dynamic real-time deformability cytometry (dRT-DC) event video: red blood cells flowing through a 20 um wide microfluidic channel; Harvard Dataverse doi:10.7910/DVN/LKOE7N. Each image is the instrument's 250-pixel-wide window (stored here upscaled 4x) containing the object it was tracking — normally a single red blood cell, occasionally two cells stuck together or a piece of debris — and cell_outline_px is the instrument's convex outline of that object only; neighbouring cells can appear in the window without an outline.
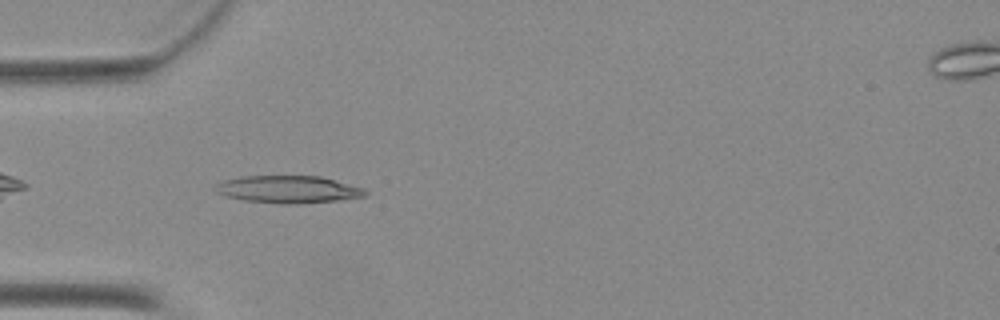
{"species": "Egyptian fruit bat (a non-hibernating species)", "species_latin": "Rousettus aegyptiacus", "temperature_condition": "warm", "stored_images_in_passage": 37, "camera_frame_rate_fps": 3000, "um_per_image_px": 0.085, "animal": {"sex": "female"}, "frame": {"image": 1, "passage_image": 3, "time_ms": 0.667, "image_size_px": [1000, 320], "cell_outline_px": [[368, 192], [364, 196], [336, 200], [296, 204], [280, 204], [244, 200], [228, 196], [216, 192], [216, 184], [224, 180], [240, 176], [320, 176], [364, 188]], "centroid_in_image_um": [24.49, 16.09], "position_along_channel_um": 60.5, "area_um2": 23.7}}
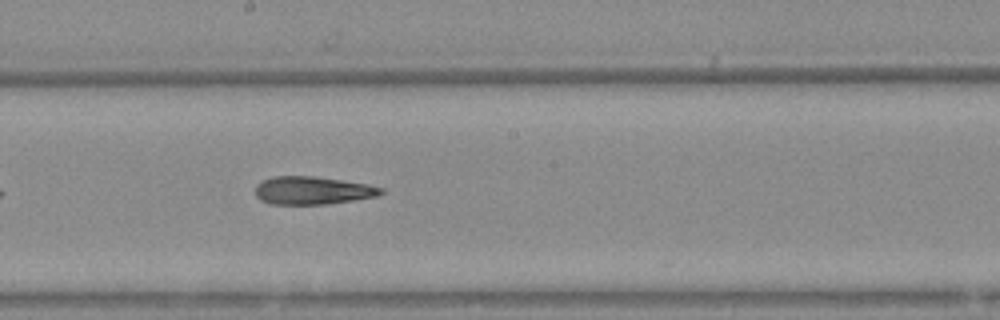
{"frame": {"image": 2, "passage_image": 15, "time_ms": 4.667, "image_size_px": [1000, 320], "cell_outline_px": [[384, 192], [380, 196], [328, 204], [272, 204], [260, 200], [256, 196], [256, 184], [272, 176], [312, 176], [368, 184], [384, 188]], "centroid_in_image_um": [26.59, 16.19], "position_along_channel_um": 221.6, "area_um2": 20.52}}
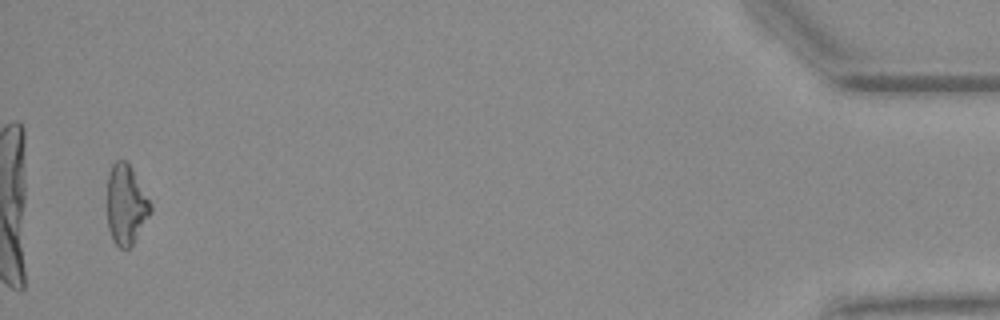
{"frame": {"image": 3, "passage_image": 36, "time_ms": 11.667, "image_size_px": [1000, 320], "cell_outline_px": [[152, 212], [132, 244], [128, 248], [120, 248], [116, 244], [108, 228], [108, 172], [112, 164], [116, 160], [124, 160], [132, 168], [152, 204]], "centroid_in_image_um": [10.72, 17.37], "position_along_channel_um": 424.5, "area_um2": 20.0}}